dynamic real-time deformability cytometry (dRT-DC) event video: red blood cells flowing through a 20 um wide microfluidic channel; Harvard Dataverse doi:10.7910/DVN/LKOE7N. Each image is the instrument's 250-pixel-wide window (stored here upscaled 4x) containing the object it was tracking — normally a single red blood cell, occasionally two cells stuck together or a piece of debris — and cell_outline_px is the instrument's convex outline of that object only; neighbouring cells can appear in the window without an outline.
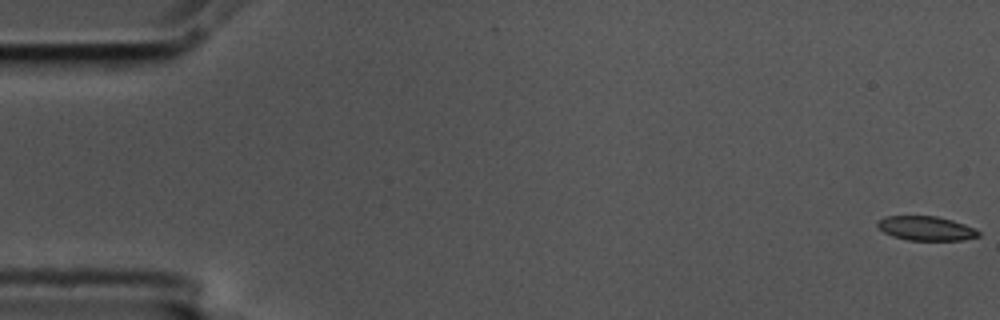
{"species": "common noctule bat (a hibernating species)", "species_latin": "Nyctalus noctula", "temperature_condition": "cold", "stored_images_in_passage": 9, "segment_of_instrument_passage": [2, 2], "camera_frame_rate_fps": 3000, "um_per_image_px": 0.085, "animal": {"sex": "male", "body_mass_g": 17.5, "forearm_length_mm": 52.3}, "frame": {"image": 1, "passage_image": 9, "time_ms": 2.667, "image_size_px": [1000, 320], "cell_outline_px": [[980, 236], [964, 240], [908, 240], [892, 236], [884, 232], [876, 224], [884, 216], [936, 216], [952, 220], [976, 228], [980, 232]], "centroid_in_image_um": [78.75, 19.41], "position_along_channel_um": 6.3, "area_um2": 14.28}}